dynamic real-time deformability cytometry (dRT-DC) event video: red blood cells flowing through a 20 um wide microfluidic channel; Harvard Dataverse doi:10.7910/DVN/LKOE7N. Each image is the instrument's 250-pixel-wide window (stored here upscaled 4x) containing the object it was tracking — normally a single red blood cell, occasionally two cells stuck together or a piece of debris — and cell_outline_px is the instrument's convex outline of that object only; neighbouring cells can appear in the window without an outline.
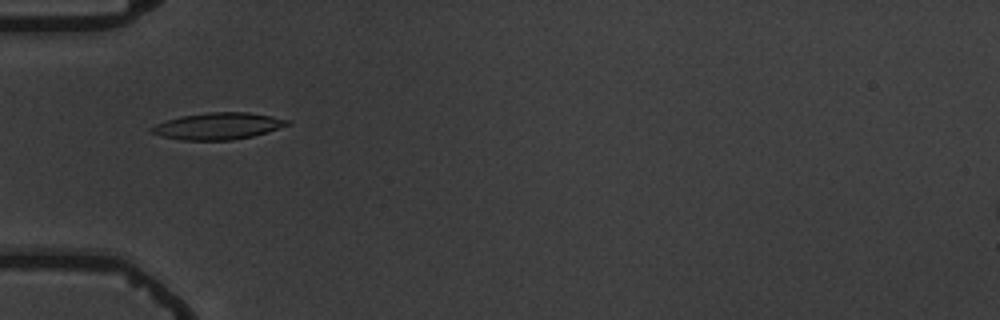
{"species": "common noctule bat (a hibernating species)", "species_latin": "Nyctalus noctula", "temperature_condition": "warm", "stored_images_in_passage": 4, "camera_frame_rate_fps": 3000, "um_per_image_px": 0.085, "animal": {"sex": "male", "body_mass_g": 19.5, "forearm_length_mm": 54.6}, "frame": {"image": 1, "passage_image": 2, "time_ms": 1.0, "image_size_px": [1000, 320], "cell_outline_px": [[292, 124], [252, 136], [232, 140], [180, 140], [160, 136], [148, 132], [148, 128], [156, 124], [180, 116], [208, 112], [248, 112], [272, 116], [292, 120]], "centroid_in_image_um": [18.51, 10.71], "position_along_channel_um": 66.5, "area_um2": 21.33}}
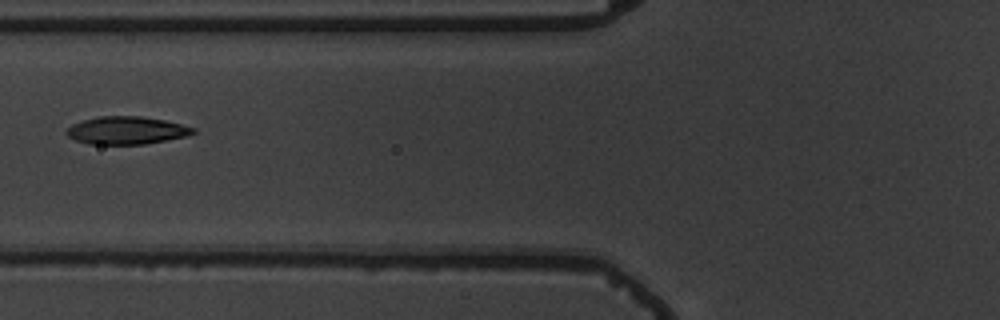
{"frame": {"image": 2, "passage_image": 3, "time_ms": 2.333, "image_size_px": [1000, 320], "cell_outline_px": [[196, 132], [188, 136], [144, 144], [88, 144], [76, 140], [68, 136], [64, 132], [72, 124], [84, 120], [100, 116], [140, 116], [164, 120], [196, 128]], "centroid_in_image_um": [10.76, 11.08], "position_along_channel_um": 115.0, "area_um2": 20.4}}
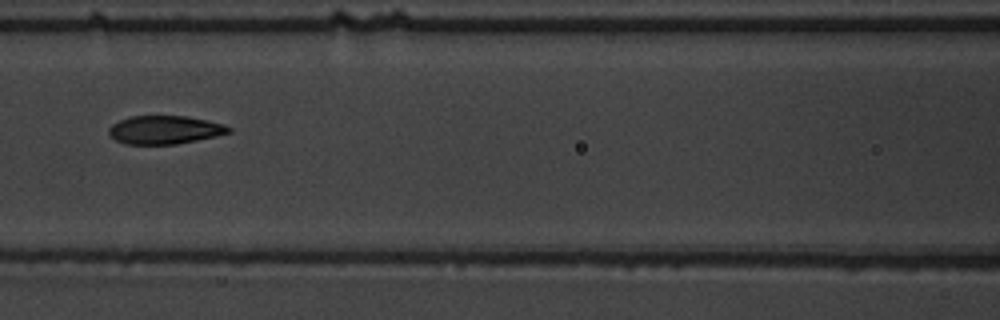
{"frame": {"image": 3, "passage_image": 4, "time_ms": 3.333, "image_size_px": [1000, 320], "cell_outline_px": [[232, 132], [216, 136], [176, 144], [124, 144], [116, 140], [108, 132], [108, 128], [112, 124], [128, 116], [184, 116], [208, 120], [224, 124], [232, 128]], "centroid_in_image_um": [14.01, 11.03], "position_along_channel_um": 152.6, "area_um2": 19.83}}